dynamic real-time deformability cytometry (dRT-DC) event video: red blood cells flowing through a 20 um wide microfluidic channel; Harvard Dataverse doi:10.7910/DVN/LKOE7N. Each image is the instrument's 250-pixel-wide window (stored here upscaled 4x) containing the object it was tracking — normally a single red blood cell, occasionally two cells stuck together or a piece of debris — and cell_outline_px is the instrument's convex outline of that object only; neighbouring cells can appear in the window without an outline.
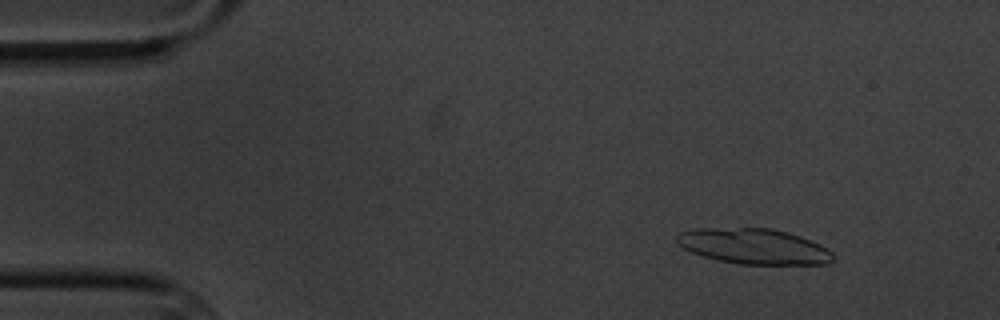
{"species": "common noctule bat (a hibernating species)", "species_latin": "Nyctalus noctula", "temperature_condition": "cold", "stored_images_in_passage": 5, "camera_frame_rate_fps": 3000, "um_per_image_px": 0.085, "animal": {"sex": "male", "body_mass_g": 20.1, "forearm_length_mm": 53.5}, "frame": {"image": 1, "passage_image": 2, "time_ms": 1.333, "image_size_px": [1000, 320], "cell_outline_px": [[836, 260], [828, 264], [740, 264], [720, 260], [704, 256], [692, 252], [676, 244], [676, 236], [680, 232], [696, 228], [772, 228], [788, 232], [800, 236], [820, 244], [832, 252]], "centroid_in_image_um": [64.1, 20.93], "position_along_channel_um": 20.9, "area_um2": 32.37}}